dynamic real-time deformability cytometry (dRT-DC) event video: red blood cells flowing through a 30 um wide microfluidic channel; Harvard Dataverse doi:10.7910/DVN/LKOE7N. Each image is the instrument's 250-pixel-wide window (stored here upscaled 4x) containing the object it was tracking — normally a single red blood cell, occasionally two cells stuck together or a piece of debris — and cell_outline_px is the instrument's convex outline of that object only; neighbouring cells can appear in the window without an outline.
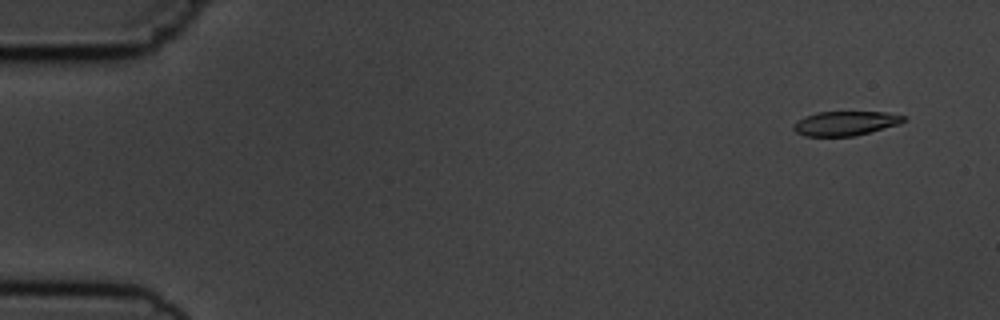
{"species": "common noctule bat (a hibernating species)", "species_latin": "Nyctalus noctula", "temperature_condition": "cold", "stored_images_in_passage": 6, "segment_of_instrument_passage": [1, 2], "camera_frame_rate_fps": 3000, "um_per_image_px": 0.085, "animal": {"sex": "male", "body_mass_g": 19.5, "forearm_length_mm": 54.6}, "frame": {"image": 1, "passage_image": 1, "time_ms": 0.0, "image_size_px": [1000, 320], "cell_outline_px": [[908, 116], [900, 124], [852, 136], [804, 136], [796, 132], [792, 128], [796, 120], [804, 116], [816, 112], [884, 112]], "centroid_in_image_um": [71.82, 10.47], "position_along_channel_um": 13.2, "area_um2": 15.61}}
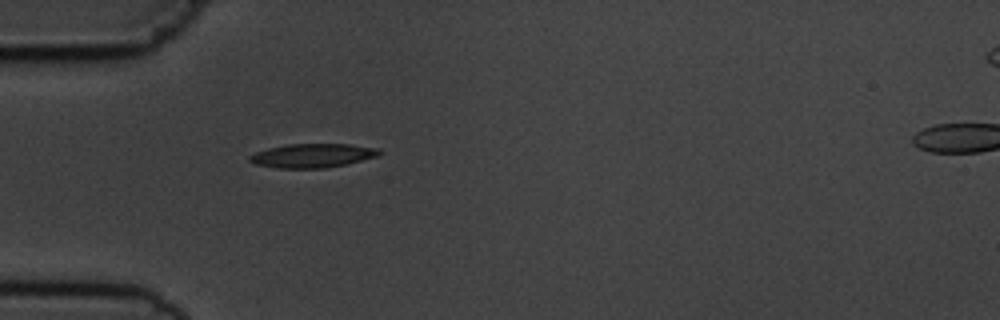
{"frame": {"image": 2, "passage_image": 5, "time_ms": 4.333, "image_size_px": [1000, 320], "cell_outline_px": [[384, 152], [380, 156], [344, 164], [324, 168], [276, 168], [252, 164], [248, 160], [248, 156], [256, 152], [268, 148], [288, 144], [348, 144], [380, 148]], "centroid_in_image_um": [26.57, 13.22], "position_along_channel_um": 58.4, "area_um2": 18.26}}